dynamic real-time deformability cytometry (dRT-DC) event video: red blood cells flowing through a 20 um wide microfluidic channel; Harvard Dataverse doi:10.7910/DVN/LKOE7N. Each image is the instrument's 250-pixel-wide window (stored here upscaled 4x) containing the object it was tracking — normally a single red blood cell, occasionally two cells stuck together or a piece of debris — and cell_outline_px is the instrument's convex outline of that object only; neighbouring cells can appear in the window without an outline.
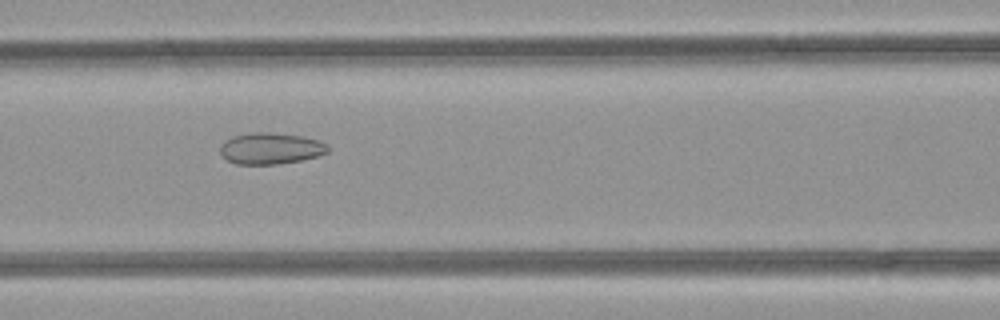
{"species": "common noctule bat (a hibernating species)", "species_latin": "Nyctalus noctula", "temperature_condition": "room temperature", "stored_images_in_passage": 49, "camera_frame_rate_fps": 3000, "um_per_image_px": 0.085, "animal": {"sex": "female", "body_mass_g": 21.9}, "frame": {"image": 1, "passage_image": 20, "time_ms": 6.333, "image_size_px": [1000, 320], "cell_outline_px": [[328, 152], [316, 156], [300, 160], [276, 164], [236, 164], [228, 160], [220, 152], [220, 144], [232, 136], [256, 132], [268, 132], [300, 136], [316, 140], [324, 144], [328, 148]], "centroid_in_image_um": [22.95, 12.62], "position_along_channel_um": 143.7, "area_um2": 19.31}}
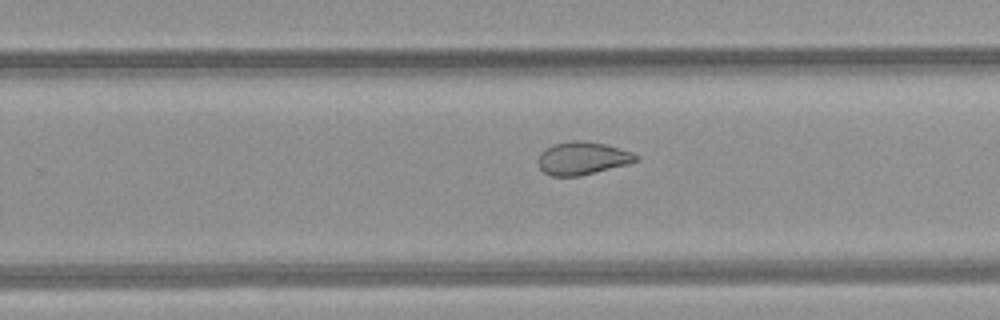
{"frame": {"image": 2, "passage_image": 30, "time_ms": 9.667, "image_size_px": [1000, 320], "cell_outline_px": [[640, 156], [636, 160], [628, 164], [580, 176], [552, 176], [544, 172], [540, 168], [536, 160], [540, 152], [556, 144], [572, 140], [584, 140], [604, 144], [632, 152]], "centroid_in_image_um": [49.49, 13.46], "position_along_channel_um": 280.3, "area_um2": 18.67}}
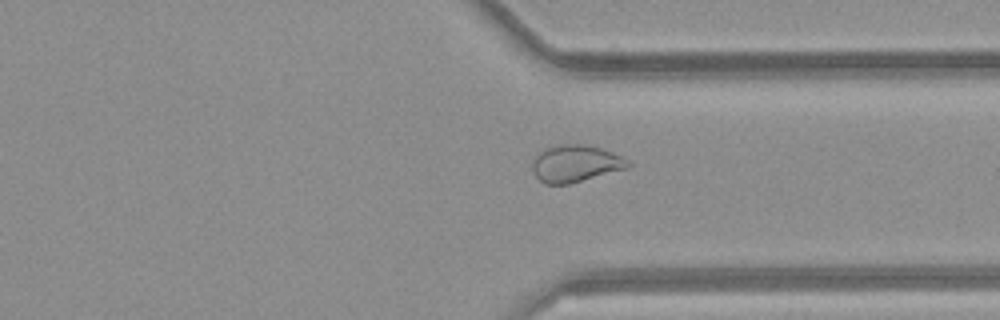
{"frame": {"image": 3, "passage_image": 36, "time_ms": 11.667, "image_size_px": [1000, 320], "cell_outline_px": [[632, 164], [628, 168], [568, 184], [544, 184], [536, 176], [532, 168], [532, 160], [544, 148], [560, 144], [588, 144], [624, 156], [632, 160]], "centroid_in_image_um": [48.96, 13.89], "position_along_channel_um": 362.4, "area_um2": 20.87}, "authors_computed_cell_mechanics": {"area_um2": 23.2934, "velocity_mm_per_s": 4.1162, "shape_relaxation_time_tau1_ms": null, "shape_relaxation_time_tau2_ms": 1.5796, "deformation_change_tau1": null, "deformation_change_tau2": 0.0761}}